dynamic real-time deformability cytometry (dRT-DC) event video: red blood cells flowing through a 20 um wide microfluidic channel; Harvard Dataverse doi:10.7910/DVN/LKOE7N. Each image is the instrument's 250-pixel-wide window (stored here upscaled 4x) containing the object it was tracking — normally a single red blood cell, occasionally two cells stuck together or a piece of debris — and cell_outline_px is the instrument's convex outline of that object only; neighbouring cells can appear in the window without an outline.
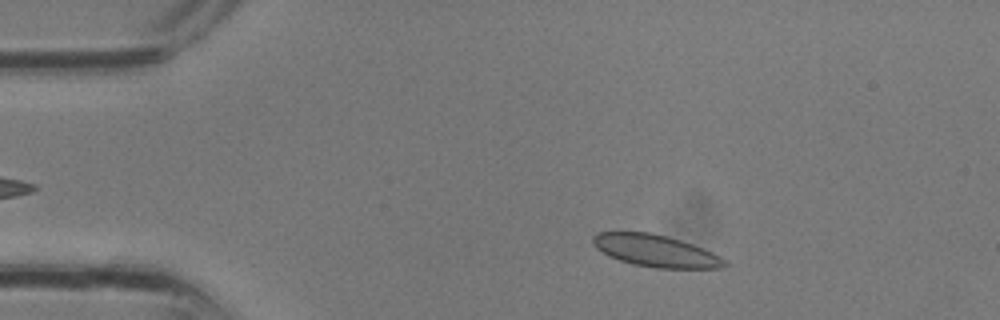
{"species": "common noctule bat (a hibernating species)", "species_latin": "Nyctalus noctula", "temperature_condition": "room temperature", "stored_images_in_passage": 12, "camera_frame_rate_fps": 3000, "um_per_image_px": 0.085, "animal": {"sex": "male", "body_mass_g": 13.3}, "frame": {"image": 1, "passage_image": 4, "time_ms": 1.0, "image_size_px": [1000, 320], "cell_outline_px": [[728, 264], [724, 268], [656, 268], [632, 264], [608, 256], [596, 248], [592, 244], [592, 236], [596, 232], [648, 232], [668, 236], [692, 244], [712, 252], [720, 256]], "centroid_in_image_um": [55.7, 21.32], "position_along_channel_um": 29.3, "area_um2": 24.62}}
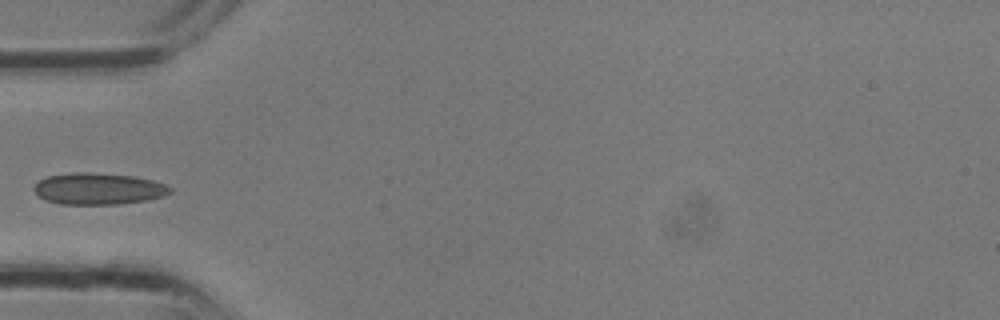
{"frame": {"image": 2, "passage_image": 9, "time_ms": 2.667, "image_size_px": [1000, 320], "cell_outline_px": [[172, 192], [164, 196], [148, 200], [120, 204], [60, 204], [44, 200], [32, 188], [40, 180], [48, 176], [72, 172], [88, 172], [136, 176], [152, 180], [164, 184], [172, 188]], "centroid_in_image_um": [8.38, 16.04], "position_along_channel_um": 76.6, "area_um2": 25.14}}
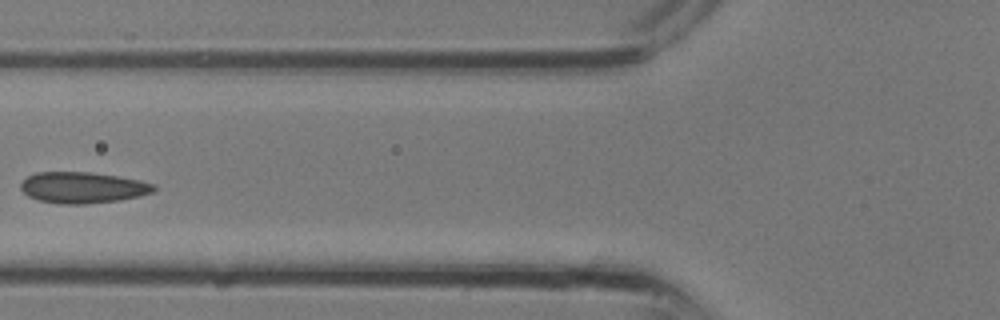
{"frame": {"image": 3, "passage_image": 11, "time_ms": 3.333, "image_size_px": [1000, 320], "cell_outline_px": [[156, 188], [152, 192], [140, 196], [120, 200], [88, 204], [60, 204], [36, 200], [28, 196], [20, 188], [20, 184], [28, 176], [36, 172], [92, 172], [140, 180], [156, 184]], "centroid_in_image_um": [7.03, 15.95], "position_along_channel_um": 118.8, "area_um2": 24.33}}